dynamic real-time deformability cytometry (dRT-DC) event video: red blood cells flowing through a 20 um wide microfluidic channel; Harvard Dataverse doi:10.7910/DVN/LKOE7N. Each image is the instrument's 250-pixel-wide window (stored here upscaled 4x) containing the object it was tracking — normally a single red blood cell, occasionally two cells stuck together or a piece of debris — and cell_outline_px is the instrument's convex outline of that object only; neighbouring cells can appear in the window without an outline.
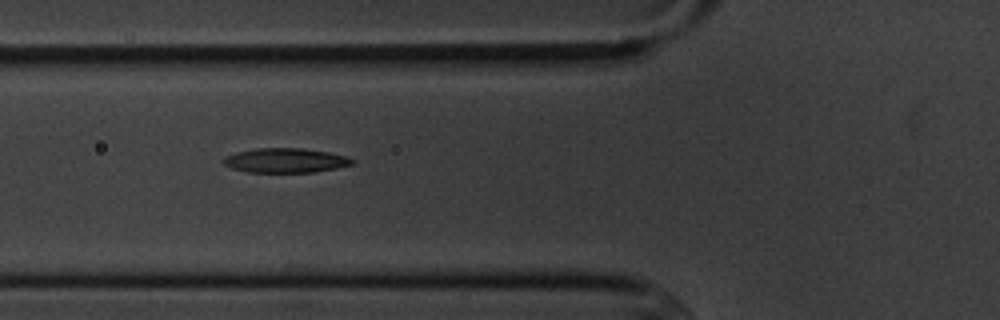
{"species": "common noctule bat (a hibernating species)", "species_latin": "Nyctalus noctula", "temperature_condition": "cold", "stored_images_in_passage": 6, "camera_frame_rate_fps": 3000, "um_per_image_px": 0.085, "animal": {"sex": "male", "body_mass_g": 20.1, "forearm_length_mm": 53.5}, "frame": {"image": 1, "passage_image": 5, "time_ms": 5.667, "image_size_px": [1000, 320], "cell_outline_px": [[356, 160], [352, 164], [336, 168], [312, 172], [248, 172], [232, 168], [224, 164], [224, 156], [236, 152], [256, 148], [304, 148], [328, 152], [348, 156]], "centroid_in_image_um": [24.28, 13.63], "position_along_channel_um": 101.5, "area_um2": 18.38}}
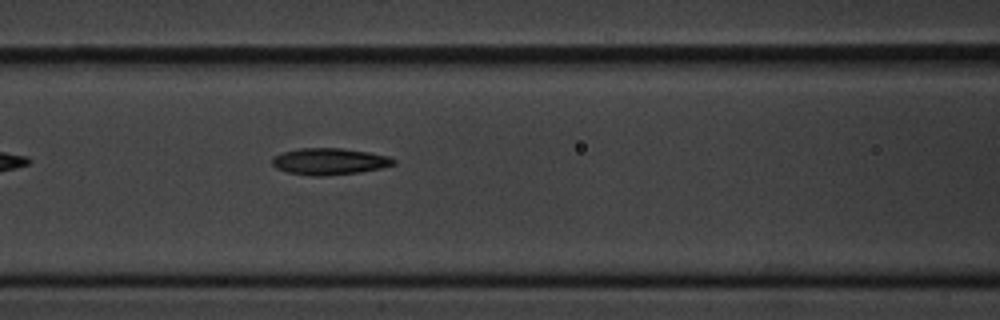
{"frame": {"image": 2, "passage_image": 6, "time_ms": 6.667, "image_size_px": [1000, 320], "cell_outline_px": [[396, 164], [380, 168], [360, 172], [324, 176], [312, 176], [288, 172], [276, 168], [272, 164], [272, 156], [284, 152], [300, 148], [340, 148], [368, 152], [388, 156], [396, 160]], "centroid_in_image_um": [27.99, 13.72], "position_along_channel_um": 138.6, "area_um2": 18.79}}